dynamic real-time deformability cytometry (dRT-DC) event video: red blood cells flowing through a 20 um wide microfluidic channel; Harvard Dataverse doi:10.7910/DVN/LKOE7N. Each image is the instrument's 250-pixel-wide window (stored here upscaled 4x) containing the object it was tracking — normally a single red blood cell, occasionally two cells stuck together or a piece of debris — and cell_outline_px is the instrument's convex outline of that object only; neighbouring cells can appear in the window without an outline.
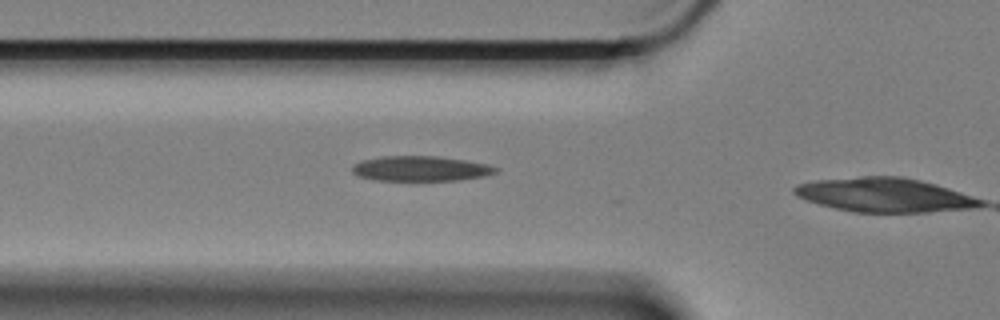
{"species": "Egyptian fruit bat (a non-hibernating species)", "species_latin": "Rousettus aegyptiacus", "temperature_condition": "cold", "stored_images_in_passage": 11, "camera_frame_rate_fps": 3000, "um_per_image_px": 0.085, "animal": {"sex": "female"}, "frame": {"image": 1, "passage_image": 10, "time_ms": 3.0, "image_size_px": [1000, 320], "cell_outline_px": [[500, 172], [488, 176], [460, 180], [376, 180], [356, 176], [352, 172], [352, 164], [360, 160], [380, 156], [436, 156], [464, 160], [488, 164], [500, 168]], "centroid_in_image_um": [35.78, 14.33], "position_along_channel_um": 90.0, "area_um2": 21.33}}